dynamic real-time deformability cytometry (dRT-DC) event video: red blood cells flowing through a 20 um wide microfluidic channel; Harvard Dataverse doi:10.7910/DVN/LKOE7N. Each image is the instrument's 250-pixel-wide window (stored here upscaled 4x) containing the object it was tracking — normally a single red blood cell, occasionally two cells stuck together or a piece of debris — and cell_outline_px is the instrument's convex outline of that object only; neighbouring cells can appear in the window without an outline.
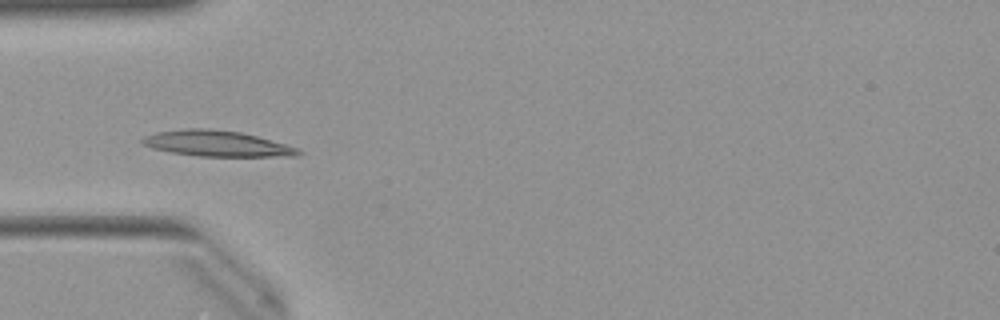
{"species": "Egyptian fruit bat (a non-hibernating species)", "species_latin": "Rousettus aegyptiacus", "temperature_condition": "warm", "stored_images_in_passage": 50, "camera_frame_rate_fps": 3000, "um_per_image_px": 0.085, "animal": {"sex": "female"}, "frame": {"image": 1, "passage_image": 15, "time_ms": 4.667, "image_size_px": [1000, 320], "cell_outline_px": [[304, 152], [300, 156], [200, 156], [172, 152], [152, 148], [144, 144], [140, 140], [144, 136], [156, 132], [188, 128], [208, 128], [240, 132], [256, 136], [284, 144], [296, 148]], "centroid_in_image_um": [18.42, 12.2], "position_along_channel_um": 66.6, "area_um2": 23.18}}
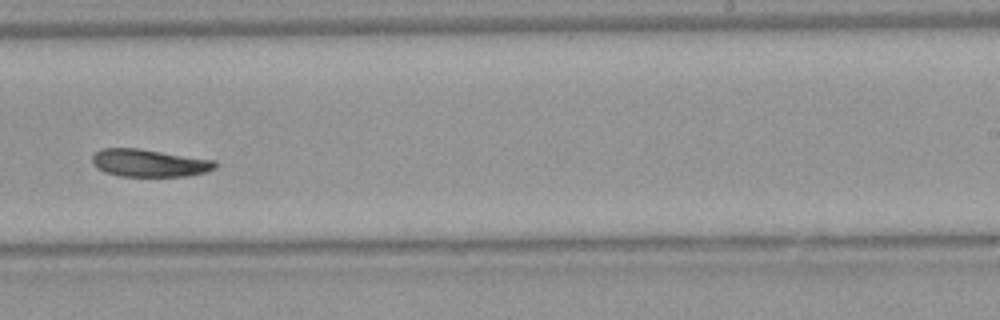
{"frame": {"image": 2, "passage_image": 31, "time_ms": 10.0, "image_size_px": [1000, 320], "cell_outline_px": [[216, 168], [204, 172], [188, 176], [120, 176], [104, 172], [96, 168], [92, 164], [92, 156], [100, 148], [136, 148], [216, 160]], "centroid_in_image_um": [12.65, 13.85], "position_along_channel_um": 276.3, "area_um2": 19.77}}
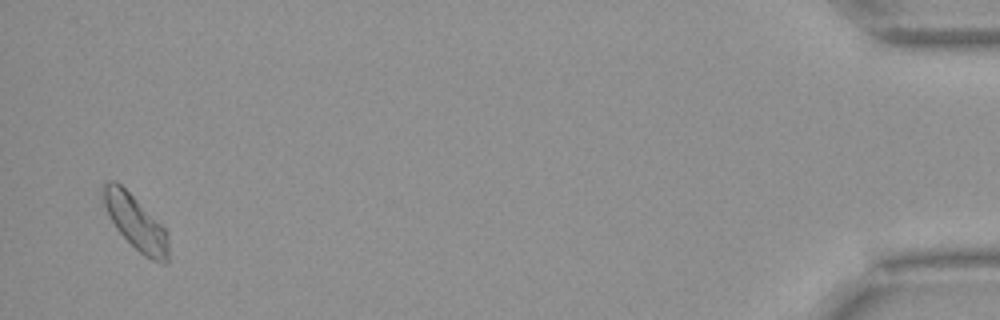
{"frame": {"image": 3, "passage_image": 49, "time_ms": 16.0, "image_size_px": [1000, 320], "cell_outline_px": [[168, 264], [164, 264], [152, 260], [144, 256], [116, 228], [100, 200], [100, 188], [108, 180], [116, 180], [168, 232]], "centroid_in_image_um": [11.48, 18.89], "position_along_channel_um": 423.7, "area_um2": 20.52}, "authors_computed_cell_mechanics": {"area_um2": 20.6924, "velocity_mm_per_s": 3.9455, "shape_relaxation_time_tau1_ms": 6.2336, "shape_relaxation_time_tau2_ms": null, "deformation_change_tau1": 0.1507, "deformation_change_tau2": null}}